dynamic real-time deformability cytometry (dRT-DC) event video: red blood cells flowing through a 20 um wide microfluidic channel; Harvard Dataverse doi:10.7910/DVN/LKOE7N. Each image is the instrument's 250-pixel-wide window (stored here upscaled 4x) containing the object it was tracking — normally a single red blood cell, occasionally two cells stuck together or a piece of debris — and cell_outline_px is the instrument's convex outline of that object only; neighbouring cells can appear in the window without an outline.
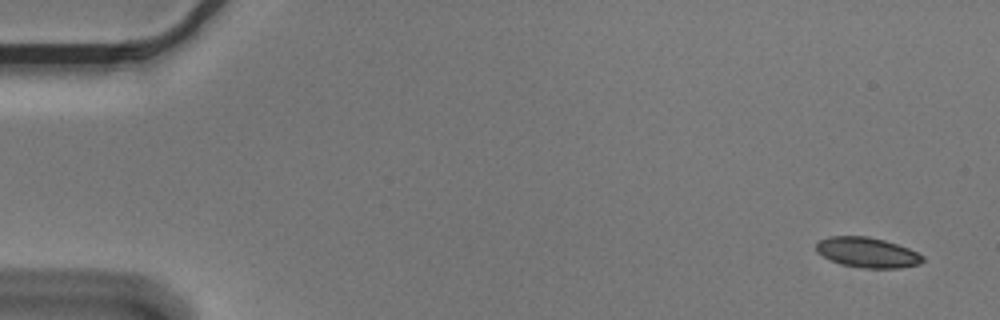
{"species": "Egyptian fruit bat (a non-hibernating species)", "species_latin": "Rousettus aegyptiacus", "temperature_condition": "cold", "stored_images_in_passage": 5, "camera_frame_rate_fps": 3000, "um_per_image_px": 0.085, "animal": {"sex": "male"}, "frame": {"image": 1, "passage_image": 1, "time_ms": 0.0, "image_size_px": [1000, 320], "cell_outline_px": [[924, 260], [920, 264], [900, 268], [864, 268], [840, 264], [816, 252], [816, 244], [820, 240], [828, 236], [868, 236], [884, 240], [908, 248], [924, 256]], "centroid_in_image_um": [73.72, 21.46], "position_along_channel_um": 11.3, "area_um2": 18.67}}
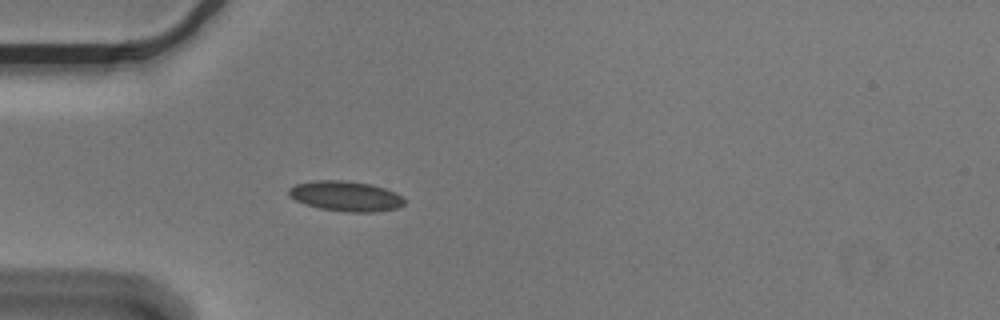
{"frame": {"image": 2, "passage_image": 5, "time_ms": 1.333, "image_size_px": [1000, 320], "cell_outline_px": [[404, 204], [396, 208], [376, 212], [348, 212], [320, 208], [304, 204], [288, 196], [288, 188], [296, 184], [316, 180], [344, 180], [372, 184], [396, 192], [404, 200]], "centroid_in_image_um": [29.36, 16.66], "position_along_channel_um": 55.6, "area_um2": 20.35}}